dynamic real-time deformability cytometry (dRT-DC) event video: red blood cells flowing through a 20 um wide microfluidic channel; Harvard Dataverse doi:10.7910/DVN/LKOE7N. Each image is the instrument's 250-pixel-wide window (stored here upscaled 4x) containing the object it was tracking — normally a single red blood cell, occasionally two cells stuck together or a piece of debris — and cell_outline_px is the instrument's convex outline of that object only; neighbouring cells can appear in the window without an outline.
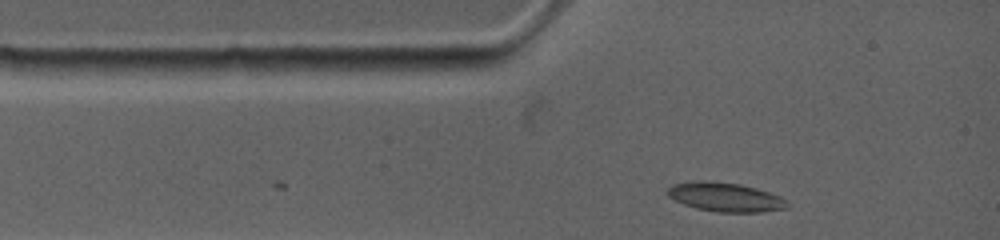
{"species": "common noctule bat (a hibernating species)", "species_latin": "Nyctalus noctula", "temperature_condition": "warm", "stored_images_in_passage": 12, "camera_frame_rate_fps": 4500, "um_per_image_px": 0.085, "animal": {"sex": "female", "body_mass_g": 19.0, "forearm_length_mm": 53.3}, "frame": {"image": 1, "passage_image": 1, "time_ms": 0.0, "image_size_px": [1000, 240], "cell_outline_px": [[788, 208], [760, 212], [716, 212], [696, 208], [684, 204], [668, 196], [668, 188], [672, 184], [696, 180], [704, 180], [740, 184], [756, 188], [780, 196], [788, 204]], "centroid_in_image_um": [61.63, 16.75], "position_along_channel_um": 23.4, "area_um2": 20.17}}
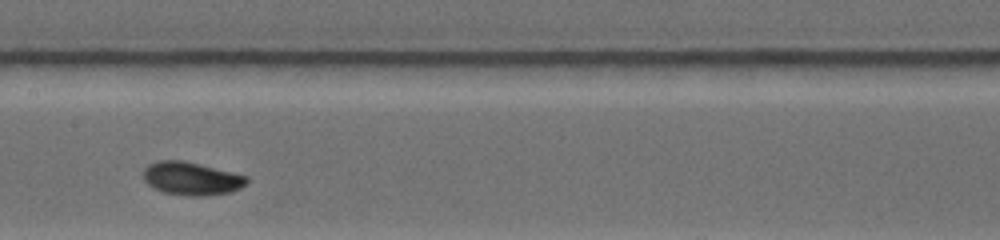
{"frame": {"image": 2, "passage_image": 7, "time_ms": 4.667, "image_size_px": [1000, 240], "cell_outline_px": [[248, 180], [240, 188], [232, 192], [204, 196], [184, 196], [164, 192], [152, 188], [144, 180], [144, 168], [148, 164], [160, 160], [184, 160], [248, 176]], "centroid_in_image_um": [16.26, 15.18], "position_along_channel_um": 191.1, "area_um2": 20.06}}
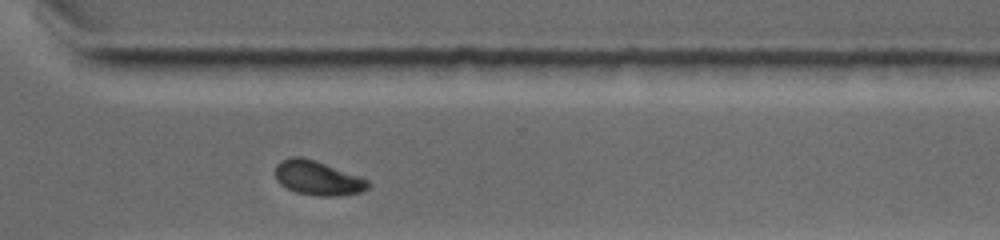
{"frame": {"image": 3, "passage_image": 12, "time_ms": 8.667, "image_size_px": [1000, 240], "cell_outline_px": [[372, 184], [368, 188], [360, 192], [340, 196], [320, 196], [296, 192], [280, 184], [276, 180], [276, 164], [280, 160], [292, 156], [304, 156], [316, 160], [360, 176], [368, 180]], "centroid_in_image_um": [27.01, 15.12], "position_along_channel_um": 343.6, "area_um2": 18.79}}